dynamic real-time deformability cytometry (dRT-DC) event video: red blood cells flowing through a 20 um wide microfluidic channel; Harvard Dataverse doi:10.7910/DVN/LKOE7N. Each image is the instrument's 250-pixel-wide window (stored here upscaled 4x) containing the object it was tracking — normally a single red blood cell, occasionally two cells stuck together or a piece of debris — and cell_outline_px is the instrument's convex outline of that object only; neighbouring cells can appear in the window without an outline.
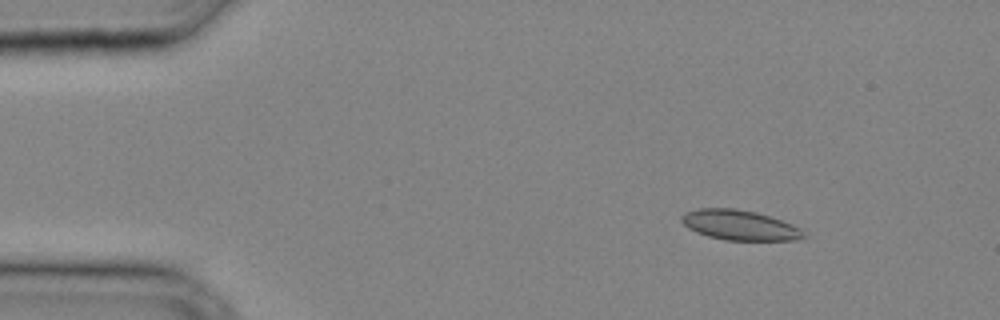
{"species": "common noctule bat (a hibernating species)", "species_latin": "Nyctalus noctula", "temperature_condition": "cold", "stored_images_in_passage": 4, "camera_frame_rate_fps": 3000, "um_per_image_px": 0.085, "animal": {"sex": "male", "body_mass_g": 20.4}, "frame": {"image": 1, "passage_image": 2, "time_ms": 0.333, "image_size_px": [1000, 320], "cell_outline_px": [[808, 236], [796, 240], [724, 240], [708, 236], [696, 232], [688, 228], [680, 220], [680, 216], [684, 212], [700, 208], [736, 208], [756, 212], [792, 224], [800, 228]], "centroid_in_image_um": [62.85, 19.13], "position_along_channel_um": 22.2, "area_um2": 21.44}}